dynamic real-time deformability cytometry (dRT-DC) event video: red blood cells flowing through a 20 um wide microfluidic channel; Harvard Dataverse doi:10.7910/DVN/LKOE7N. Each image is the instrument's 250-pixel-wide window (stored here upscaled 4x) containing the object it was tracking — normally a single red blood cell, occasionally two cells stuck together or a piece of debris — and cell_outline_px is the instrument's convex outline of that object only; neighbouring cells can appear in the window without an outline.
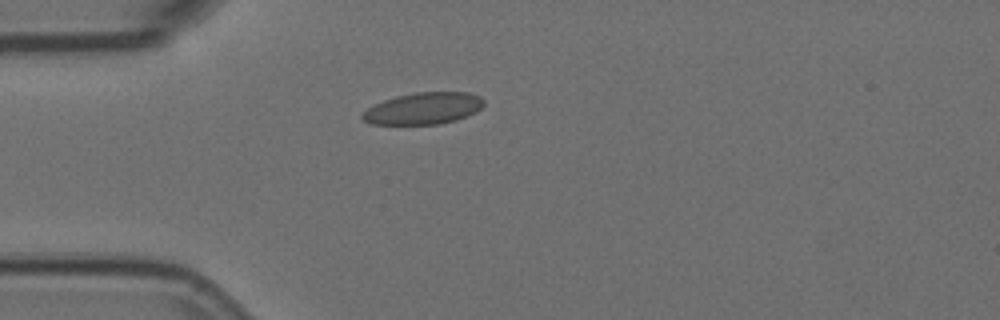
{"species": "Egyptian fruit bat (a non-hibernating species)", "species_latin": "Rousettus aegyptiacus", "temperature_condition": "room temperature", "stored_images_in_passage": 16, "camera_frame_rate_fps": 3000, "um_per_image_px": 0.085, "animal": {"sex": "female"}, "frame": {"image": 1, "passage_image": 1, "time_ms": 0.0, "image_size_px": [1000, 320], "cell_outline_px": [[484, 104], [476, 112], [456, 120], [440, 124], [372, 124], [364, 120], [360, 116], [368, 108], [384, 100], [396, 96], [416, 92], [468, 92], [480, 96], [484, 100]], "centroid_in_image_um": [36.02, 9.21], "position_along_channel_um": 49.0, "area_um2": 22.37}}
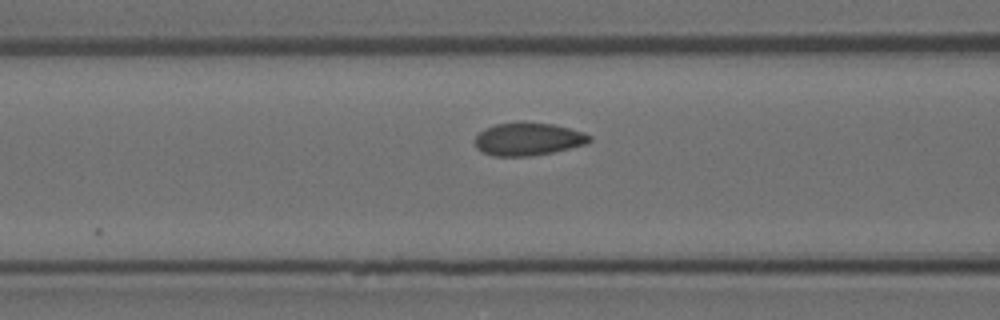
{"frame": {"image": 2, "passage_image": 8, "time_ms": 2.333, "image_size_px": [1000, 320], "cell_outline_px": [[592, 140], [588, 144], [552, 152], [532, 156], [492, 156], [476, 148], [472, 140], [484, 128], [496, 124], [524, 120], [552, 124], [584, 132], [592, 136]], "centroid_in_image_um": [44.88, 11.8], "position_along_channel_um": 121.7, "area_um2": 22.43}}
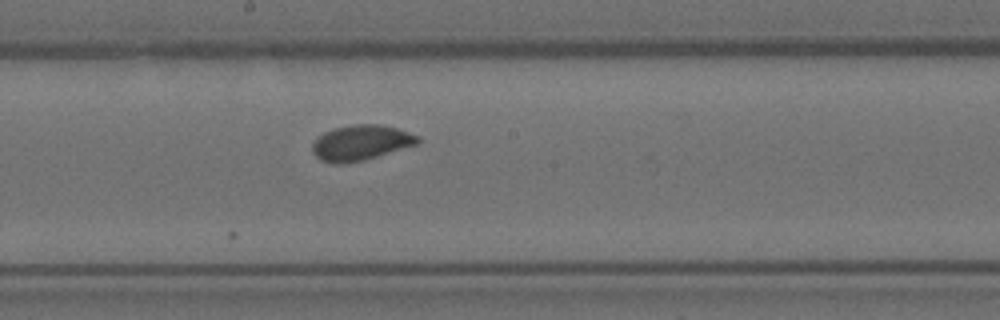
{"frame": {"image": 3, "passage_image": 16, "time_ms": 5.0, "image_size_px": [1000, 320], "cell_outline_px": [[420, 140], [416, 144], [364, 160], [344, 164], [332, 164], [320, 160], [312, 152], [312, 144], [324, 132], [332, 128], [352, 124], [380, 124], [396, 128], [420, 136]], "centroid_in_image_um": [30.64, 12.13], "position_along_channel_um": 217.6, "area_um2": 21.68}}